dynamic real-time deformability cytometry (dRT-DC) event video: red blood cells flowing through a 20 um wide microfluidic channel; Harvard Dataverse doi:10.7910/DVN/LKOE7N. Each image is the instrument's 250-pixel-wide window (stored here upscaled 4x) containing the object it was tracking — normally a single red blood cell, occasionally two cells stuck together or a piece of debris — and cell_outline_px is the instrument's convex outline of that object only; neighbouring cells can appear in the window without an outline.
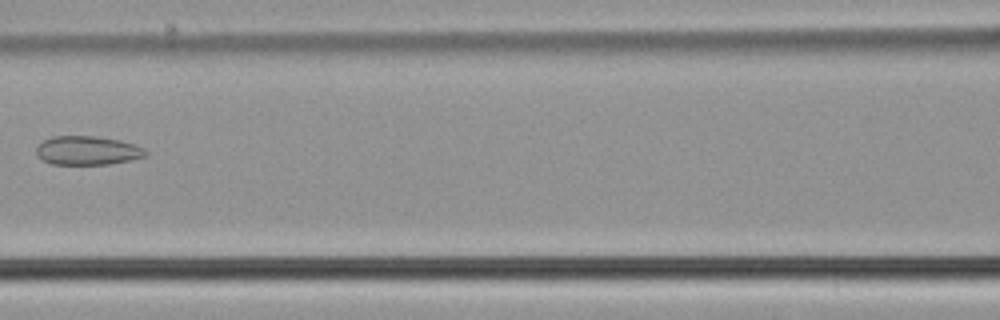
{"species": "common noctule bat (a hibernating species)", "species_latin": "Nyctalus noctula", "temperature_condition": "cold", "stored_images_in_passage": 5, "camera_frame_rate_fps": 3000, "um_per_image_px": 0.085, "animal": {"sex": "male", "body_mass_g": 21.5, "forearm_length_mm": 52.0}, "frame": {"image": 1, "passage_image": 5, "time_ms": 1.333, "image_size_px": [1000, 320], "cell_outline_px": [[148, 152], [144, 156], [128, 160], [108, 164], [52, 164], [36, 156], [36, 148], [44, 140], [52, 136], [96, 136], [120, 140], [144, 148]], "centroid_in_image_um": [7.4, 12.79], "position_along_channel_um": 159.2, "area_um2": 18.21}}